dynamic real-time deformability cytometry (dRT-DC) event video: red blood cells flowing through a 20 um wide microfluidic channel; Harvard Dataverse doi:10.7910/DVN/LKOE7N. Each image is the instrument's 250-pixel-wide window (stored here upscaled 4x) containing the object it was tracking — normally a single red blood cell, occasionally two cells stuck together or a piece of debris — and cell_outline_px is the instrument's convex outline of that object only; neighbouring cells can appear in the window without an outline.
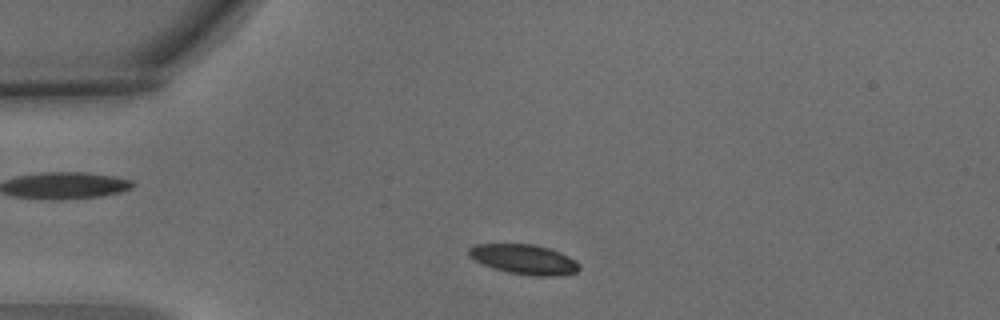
{"species": "common noctule bat (a hibernating species)", "species_latin": "Nyctalus noctula", "temperature_condition": "warm", "stored_images_in_passage": 3, "camera_frame_rate_fps": 3000, "um_per_image_px": 0.085, "animal": {"sex": "male", "body_mass_g": 15.6}, "frame": {"image": 1, "passage_image": 1, "time_ms": 0.0, "image_size_px": [1000, 320], "cell_outline_px": [[580, 268], [576, 272], [556, 276], [536, 276], [508, 272], [484, 264], [468, 256], [468, 248], [472, 244], [532, 244], [548, 248], [560, 252], [576, 260], [580, 264]], "centroid_in_image_um": [44.56, 22.03], "position_along_channel_um": 40.4, "area_um2": 19.07}}
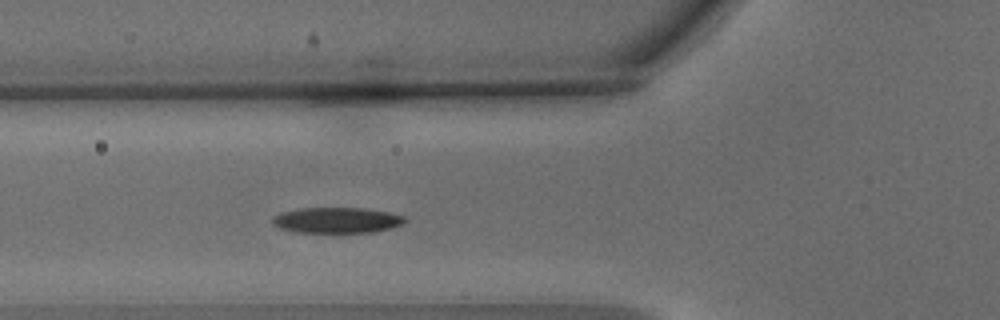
{"frame": {"image": 2, "passage_image": 3, "time_ms": 0.667, "image_size_px": [1000, 320], "cell_outline_px": [[408, 220], [404, 224], [372, 232], [296, 232], [280, 228], [272, 224], [272, 216], [280, 212], [300, 208], [360, 208], [388, 212], [404, 216]], "centroid_in_image_um": [28.6, 18.71], "position_along_channel_um": 97.2, "area_um2": 19.77}}